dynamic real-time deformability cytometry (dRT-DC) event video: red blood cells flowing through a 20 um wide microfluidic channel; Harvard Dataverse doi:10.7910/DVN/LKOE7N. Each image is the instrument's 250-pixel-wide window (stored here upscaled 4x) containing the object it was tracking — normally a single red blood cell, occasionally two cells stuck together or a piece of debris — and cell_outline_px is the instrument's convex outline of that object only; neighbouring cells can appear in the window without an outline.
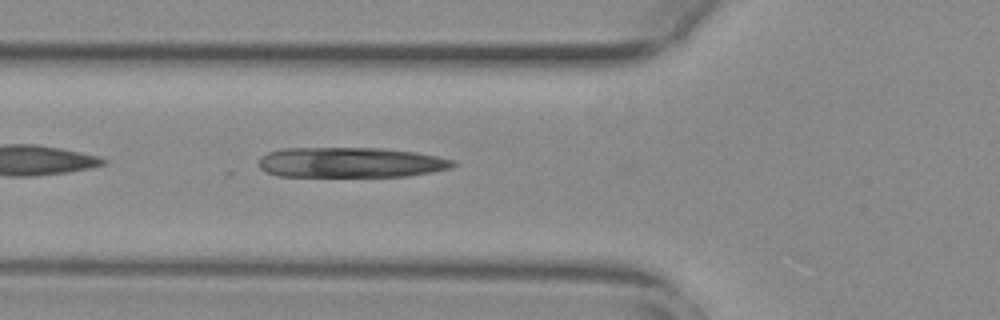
{"species": "common noctule bat (a hibernating species)", "species_latin": "Nyctalus noctula", "temperature_condition": "warm", "stored_images_in_passage": 38, "camera_frame_rate_fps": 3000, "um_per_image_px": 0.085, "animal": {"sex": "female", "body_mass_g": 29.2, "forearm_length_mm": 56.3}, "frame": {"image": 1, "passage_image": 4, "time_ms": 1.0, "image_size_px": [1000, 320], "cell_outline_px": [[456, 164], [452, 168], [432, 172], [408, 176], [276, 176], [260, 168], [260, 156], [268, 152], [284, 148], [380, 148], [416, 152], [456, 160]], "centroid_in_image_um": [29.83, 13.8], "position_along_channel_um": 96.0, "area_um2": 34.28}}
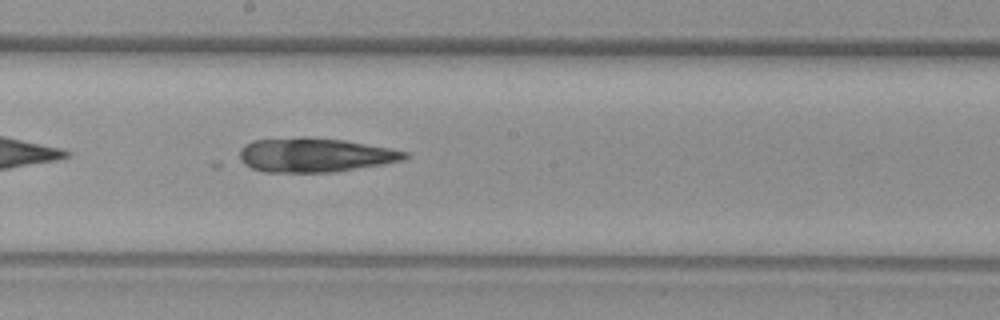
{"frame": {"image": 2, "passage_image": 14, "time_ms": 4.333, "image_size_px": [1000, 320], "cell_outline_px": [[408, 156], [404, 160], [336, 172], [264, 172], [252, 168], [244, 164], [240, 160], [240, 148], [244, 144], [252, 140], [300, 136], [304, 136], [344, 140], [388, 148], [408, 152]], "centroid_in_image_um": [26.71, 13.17], "position_along_channel_um": 221.5, "area_um2": 33.06}}
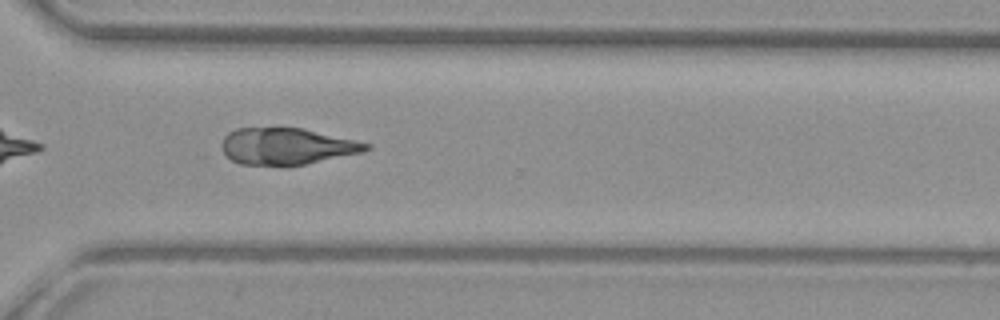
{"frame": {"image": 3, "passage_image": 24, "time_ms": 7.667, "image_size_px": [1000, 320], "cell_outline_px": [[372, 148], [364, 152], [284, 168], [240, 164], [232, 160], [220, 152], [220, 144], [224, 136], [228, 132], [236, 128], [304, 128], [372, 144]], "centroid_in_image_um": [24.33, 12.46], "position_along_channel_um": 346.3, "area_um2": 31.67}}